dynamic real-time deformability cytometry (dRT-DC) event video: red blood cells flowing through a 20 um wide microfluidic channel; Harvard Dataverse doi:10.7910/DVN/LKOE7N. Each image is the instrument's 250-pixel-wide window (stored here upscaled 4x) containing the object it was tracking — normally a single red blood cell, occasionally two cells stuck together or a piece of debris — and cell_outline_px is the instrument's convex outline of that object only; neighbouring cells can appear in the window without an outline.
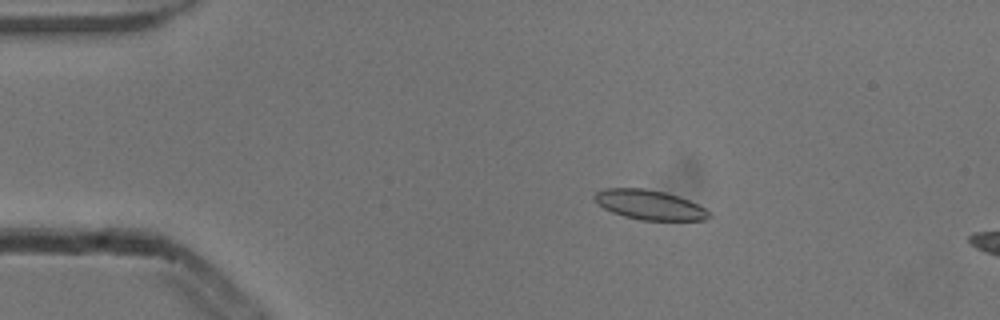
{"species": "common noctule bat (a hibernating species)", "species_latin": "Nyctalus noctula", "temperature_condition": "cold", "stored_images_in_passage": 16, "camera_frame_rate_fps": 3000, "um_per_image_px": 0.085, "animal": {"sex": "male", "body_mass_g": 13.3}, "frame": {"image": 1, "passage_image": 10, "time_ms": 3.0, "image_size_px": [1000, 320], "cell_outline_px": [[712, 216], [708, 220], [640, 220], [624, 216], [612, 212], [604, 208], [592, 196], [596, 192], [604, 188], [644, 188], [664, 192], [688, 200], [712, 212]], "centroid_in_image_um": [55.23, 17.42], "position_along_channel_um": 29.8, "area_um2": 19.71}}